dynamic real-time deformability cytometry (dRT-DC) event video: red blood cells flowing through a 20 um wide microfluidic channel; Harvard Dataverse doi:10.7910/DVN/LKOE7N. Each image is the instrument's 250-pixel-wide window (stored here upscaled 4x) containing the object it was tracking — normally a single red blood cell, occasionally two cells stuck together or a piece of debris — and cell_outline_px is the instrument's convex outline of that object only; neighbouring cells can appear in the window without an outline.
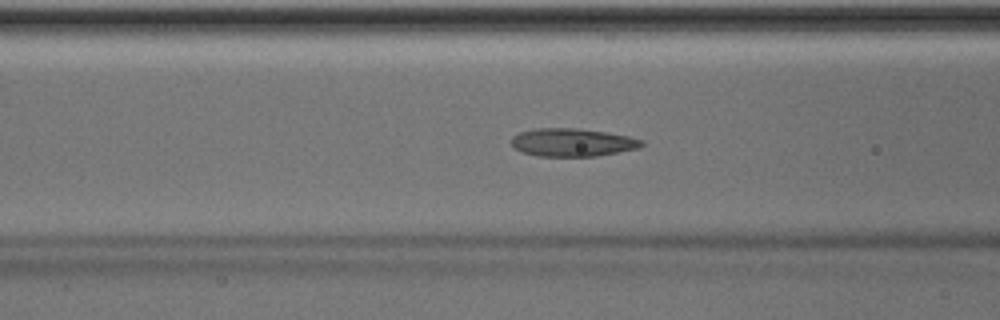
{"species": "Egyptian fruit bat (a non-hibernating species)", "species_latin": "Rousettus aegyptiacus", "temperature_condition": "room temperature", "stored_images_in_passage": 49, "camera_frame_rate_fps": 3000, "um_per_image_px": 0.085, "animal": {"sex": "male"}, "frame": {"image": 1, "passage_image": 19, "time_ms": 6.0, "image_size_px": [1000, 320], "cell_outline_px": [[644, 144], [640, 148], [596, 156], [536, 156], [524, 152], [516, 148], [512, 144], [512, 136], [520, 132], [536, 128], [576, 128], [608, 132], [628, 136], [644, 140]], "centroid_in_image_um": [48.69, 12.1], "position_along_channel_um": 117.9, "area_um2": 21.27}}
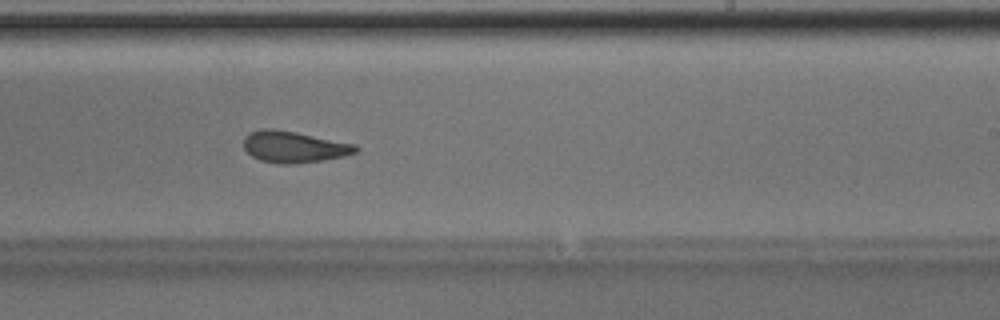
{"frame": {"image": 2, "passage_image": 30, "time_ms": 9.667, "image_size_px": [1000, 320], "cell_outline_px": [[360, 148], [356, 152], [344, 156], [320, 160], [292, 164], [280, 164], [260, 160], [252, 156], [244, 148], [244, 136], [248, 132], [260, 128], [272, 128], [296, 132], [356, 144]], "centroid_in_image_um": [24.96, 12.47], "position_along_channel_um": 264.0, "area_um2": 20.58}}
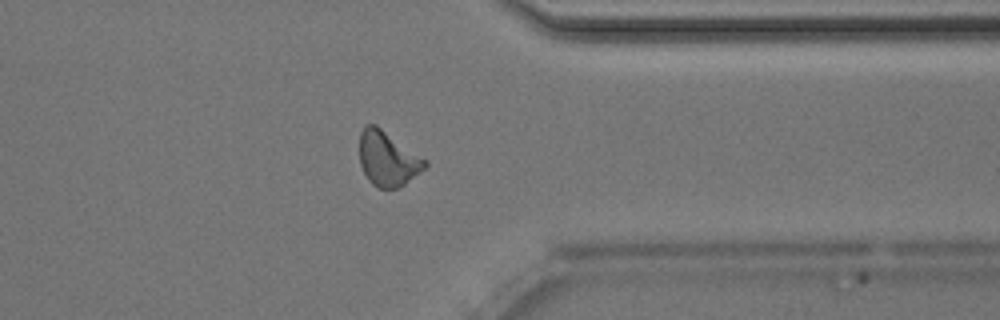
{"frame": {"image": 3, "passage_image": 39, "time_ms": 12.667, "image_size_px": [1000, 320], "cell_outline_px": [[428, 164], [424, 168], [404, 184], [396, 188], [380, 188], [372, 184], [368, 180], [360, 164], [360, 132], [364, 124], [376, 124], [428, 160]], "centroid_in_image_um": [32.94, 13.46], "position_along_channel_um": 378.5, "area_um2": 20.87}, "authors_computed_cell_mechanics": {"area_um2": 20.8658, "velocity_mm_per_s": 3.9886, "shape_relaxation_time_tau1_ms": 8.2548, "shape_relaxation_time_tau2_ms": 1.8932, "deformation_change_tau1": 0.1758, "deformation_change_tau2": 0.0926}}